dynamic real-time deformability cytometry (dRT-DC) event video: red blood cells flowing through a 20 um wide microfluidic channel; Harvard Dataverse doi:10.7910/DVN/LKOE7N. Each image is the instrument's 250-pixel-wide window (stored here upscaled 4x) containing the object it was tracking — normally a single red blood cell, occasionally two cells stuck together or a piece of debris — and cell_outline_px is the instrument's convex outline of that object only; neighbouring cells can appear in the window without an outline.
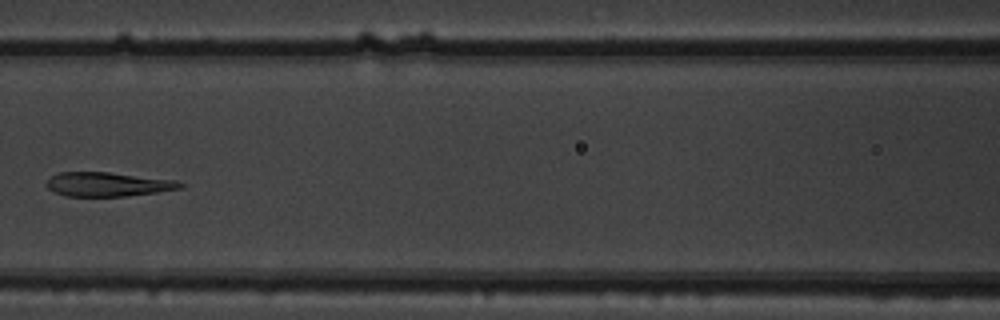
{"species": "common noctule bat (a hibernating species)", "species_latin": "Nyctalus noctula", "temperature_condition": "warm", "stored_images_in_passage": 4, "camera_frame_rate_fps": 3000, "um_per_image_px": 0.085, "animal": {"sex": "male", "body_mass_g": 19.5, "forearm_length_mm": 54.6}, "frame": {"image": 1, "passage_image": 4, "time_ms": 1.0, "image_size_px": [1000, 320], "cell_outline_px": [[184, 184], [180, 188], [156, 192], [124, 196], [64, 196], [48, 188], [44, 184], [52, 176], [60, 172], [108, 172], [176, 180]], "centroid_in_image_um": [9.13, 15.66], "position_along_channel_um": 157.5, "area_um2": 18.61}}